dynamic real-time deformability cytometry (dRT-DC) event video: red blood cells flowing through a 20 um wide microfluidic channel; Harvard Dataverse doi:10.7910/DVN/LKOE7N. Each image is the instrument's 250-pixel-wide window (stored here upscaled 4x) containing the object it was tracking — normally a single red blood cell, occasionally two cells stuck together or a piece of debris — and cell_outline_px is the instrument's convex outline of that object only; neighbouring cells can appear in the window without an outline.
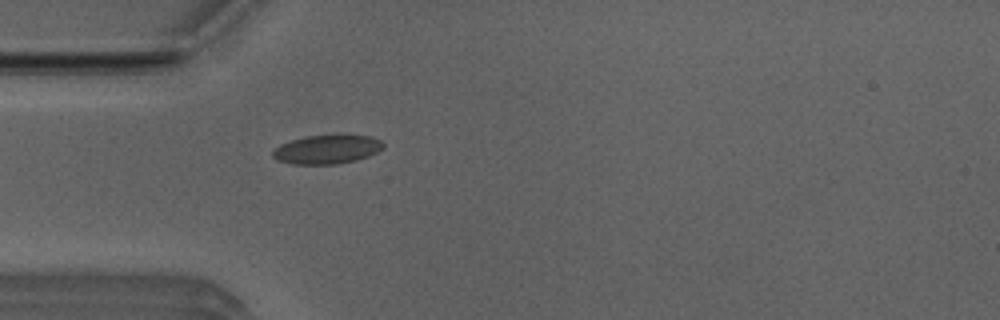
{"species": "Egyptian fruit bat (a non-hibernating species)", "species_latin": "Rousettus aegyptiacus", "temperature_condition": "room temperature", "stored_images_in_passage": 40, "camera_frame_rate_fps": 3000, "um_per_image_px": 0.085, "animal": {"sex": "male"}, "frame": {"image": 1, "passage_image": 3, "time_ms": 0.667, "image_size_px": [1000, 320], "cell_outline_px": [[384, 148], [368, 156], [356, 160], [336, 164], [292, 164], [276, 160], [272, 156], [272, 148], [280, 144], [304, 136], [368, 136], [380, 140], [384, 144]], "centroid_in_image_um": [27.73, 12.71], "position_along_channel_um": 57.3, "area_um2": 18.44}}
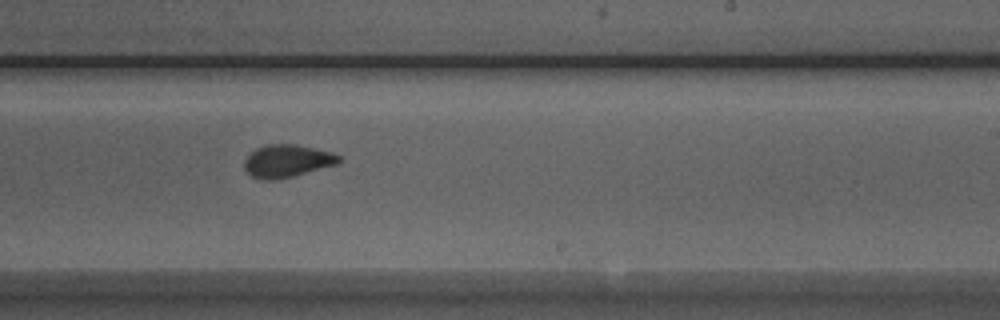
{"frame": {"image": 2, "passage_image": 19, "time_ms": 6.0, "image_size_px": [1000, 320], "cell_outline_px": [[340, 164], [276, 180], [264, 180], [252, 176], [244, 168], [244, 160], [256, 148], [268, 144], [292, 144], [332, 152], [340, 156]], "centroid_in_image_um": [24.41, 13.69], "position_along_channel_um": 264.6, "area_um2": 17.86}}
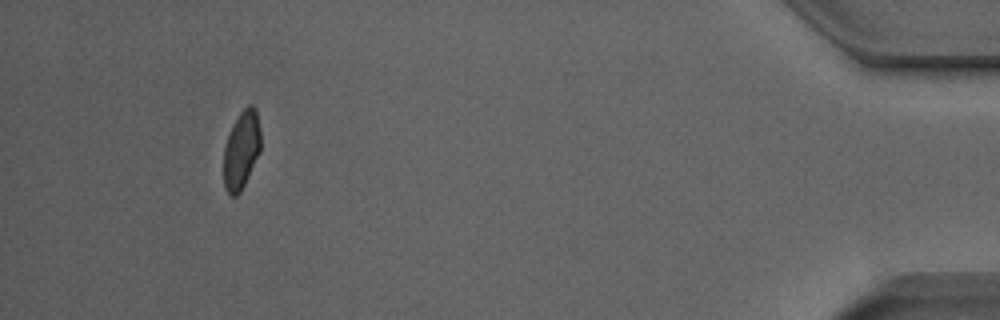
{"frame": {"image": 3, "passage_image": 36, "time_ms": 11.667, "image_size_px": [1000, 320], "cell_outline_px": [[260, 152], [240, 192], [236, 196], [232, 196], [228, 192], [224, 184], [224, 148], [228, 136], [240, 112], [248, 104], [252, 104], [256, 108], [260, 132]], "centroid_in_image_um": [20.53, 12.73], "position_along_channel_um": 414.7, "area_um2": 16.53}, "authors_computed_cell_mechanics": {"area_um2": 18.0336, "velocity_mm_per_s": 3.9429, "shape_relaxation_time_tau1_ms": 10.4227, "shape_relaxation_time_tau2_ms": 1.0699, "deformation_change_tau1": 0.1989, "deformation_change_tau2": 0.0403}}